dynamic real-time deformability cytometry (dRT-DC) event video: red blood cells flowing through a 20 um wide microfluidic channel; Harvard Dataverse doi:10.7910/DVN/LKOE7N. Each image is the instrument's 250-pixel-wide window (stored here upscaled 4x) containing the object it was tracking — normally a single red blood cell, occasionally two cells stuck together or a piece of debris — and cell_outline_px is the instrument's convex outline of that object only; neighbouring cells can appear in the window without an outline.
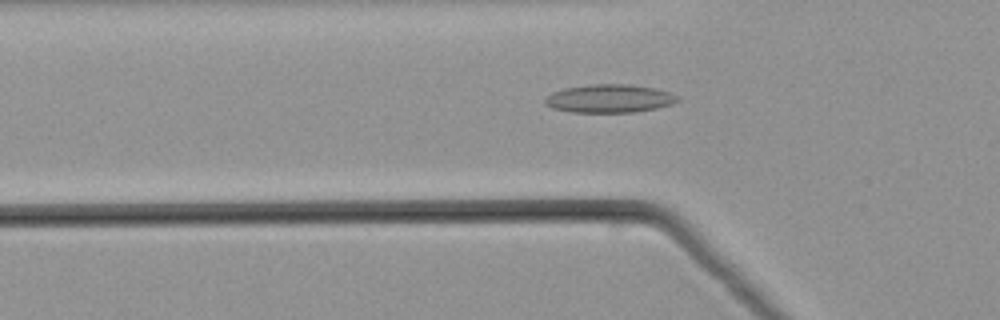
{"species": "common noctule bat (a hibernating species)", "species_latin": "Nyctalus noctula", "temperature_condition": "warm", "stored_images_in_passage": 51, "camera_frame_rate_fps": 3000, "um_per_image_px": 0.085, "animal": {"sex": "male", "body_mass_g": 21.5, "forearm_length_mm": 52.0}, "frame": {"image": 1, "passage_image": 17, "time_ms": 5.333, "image_size_px": [1000, 320], "cell_outline_px": [[680, 100], [672, 104], [656, 108], [636, 112], [572, 112], [552, 108], [544, 104], [544, 100], [552, 92], [564, 88], [592, 84], [628, 84], [652, 88], [668, 92], [680, 96]], "centroid_in_image_um": [51.8, 8.38], "position_along_channel_um": 74.0, "area_um2": 21.79}}
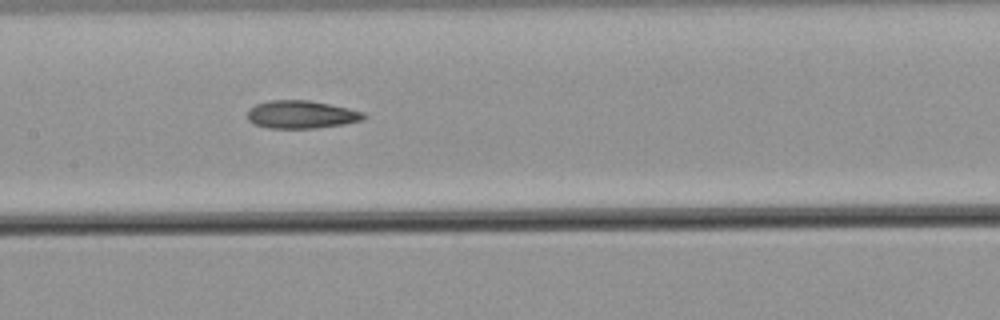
{"frame": {"image": 2, "passage_image": 25, "time_ms": 8.0, "image_size_px": [1000, 320], "cell_outline_px": [[368, 116], [364, 120], [344, 124], [316, 128], [268, 128], [256, 124], [248, 120], [248, 108], [256, 104], [268, 100], [308, 100], [348, 108], [364, 112]], "centroid_in_image_um": [25.63, 9.73], "position_along_channel_um": 181.8, "area_um2": 18.96}}
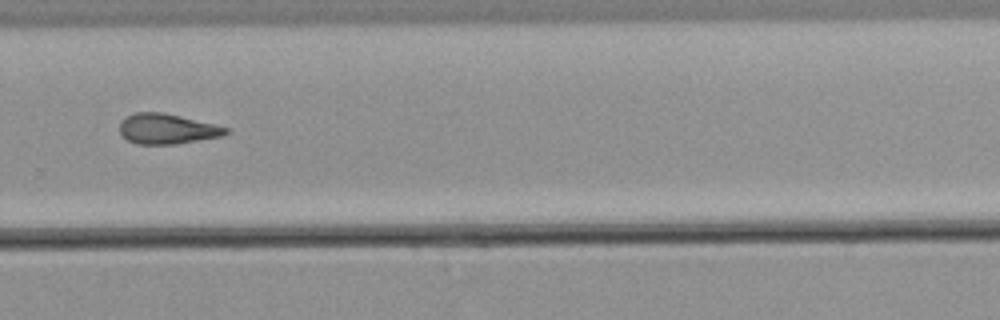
{"frame": {"image": 3, "passage_image": 35, "time_ms": 11.333, "image_size_px": [1000, 320], "cell_outline_px": [[228, 132], [220, 136], [176, 144], [136, 144], [128, 140], [120, 132], [120, 120], [136, 112], [160, 112], [180, 116], [228, 128]], "centroid_in_image_um": [14.15, 10.95], "position_along_channel_um": 315.7, "area_um2": 18.32}}